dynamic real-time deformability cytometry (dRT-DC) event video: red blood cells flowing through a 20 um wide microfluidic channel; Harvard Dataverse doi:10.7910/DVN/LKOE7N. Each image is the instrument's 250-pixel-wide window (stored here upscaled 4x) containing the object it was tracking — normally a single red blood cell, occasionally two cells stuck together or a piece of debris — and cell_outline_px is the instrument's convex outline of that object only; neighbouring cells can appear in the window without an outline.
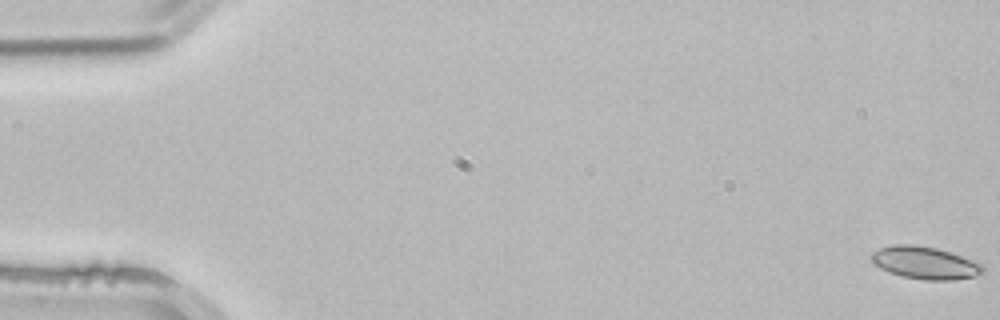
{"species": "common noctule bat (a hibernating species)", "species_latin": "Nyctalus noctula", "temperature_condition": "room temperature", "stored_images_in_passage": 53, "camera_frame_rate_fps": 3000, "um_per_image_px": 0.085, "animal": {"sex": "male", "body_mass_g": 21.5, "forearm_length_mm": 52.0}, "frame": {"image": 1, "passage_image": 1, "time_ms": 0.0, "image_size_px": [1000, 320], "cell_outline_px": [[984, 272], [976, 276], [952, 280], [924, 280], [900, 276], [880, 268], [872, 264], [872, 252], [880, 248], [892, 244], [912, 244], [936, 248], [972, 260], [980, 264], [984, 268]], "centroid_in_image_um": [78.59, 22.34], "position_along_channel_um": 6.4, "area_um2": 20.98}}
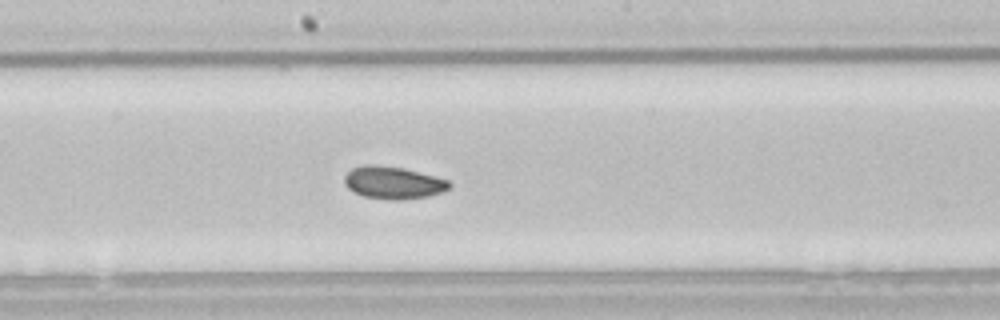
{"frame": {"image": 2, "passage_image": 29, "time_ms": 9.333, "image_size_px": [1000, 320], "cell_outline_px": [[452, 188], [428, 196], [404, 200], [388, 200], [364, 196], [348, 188], [344, 184], [344, 176], [352, 168], [364, 164], [372, 164], [404, 168], [436, 176], [448, 180], [452, 184]], "centroid_in_image_um": [33.44, 15.52], "position_along_channel_um": 214.8, "area_um2": 20.0}}
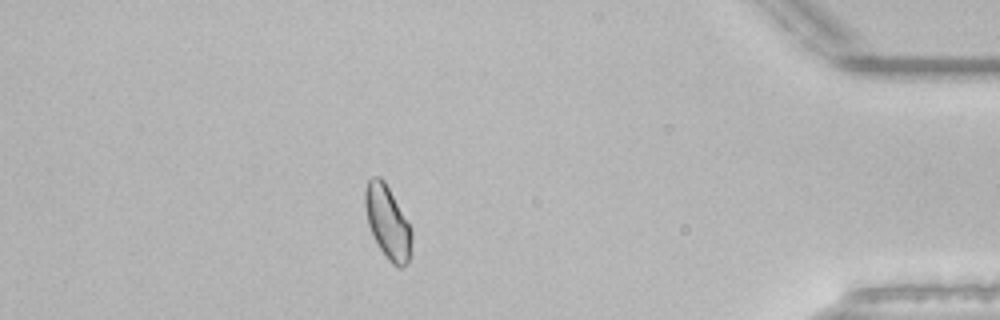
{"frame": {"image": 3, "passage_image": 47, "time_ms": 15.333, "image_size_px": [1000, 320], "cell_outline_px": [[412, 256], [408, 264], [400, 268], [392, 264], [388, 260], [380, 248], [368, 224], [364, 208], [364, 188], [368, 180], [372, 176], [380, 176], [384, 180], [408, 220], [412, 232]], "centroid_in_image_um": [32.97, 18.89], "position_along_channel_um": 402.2, "area_um2": 20.23}, "authors_computed_cell_mechanics": {"area_um2": 19.8832, "velocity_mm_per_s": 3.8687, "shape_relaxation_time_tau1_ms": 4.0678, "shape_relaxation_time_tau2_ms": 1.8837, "deformation_change_tau1": 0.0735, "deformation_change_tau2": 0.0633}}